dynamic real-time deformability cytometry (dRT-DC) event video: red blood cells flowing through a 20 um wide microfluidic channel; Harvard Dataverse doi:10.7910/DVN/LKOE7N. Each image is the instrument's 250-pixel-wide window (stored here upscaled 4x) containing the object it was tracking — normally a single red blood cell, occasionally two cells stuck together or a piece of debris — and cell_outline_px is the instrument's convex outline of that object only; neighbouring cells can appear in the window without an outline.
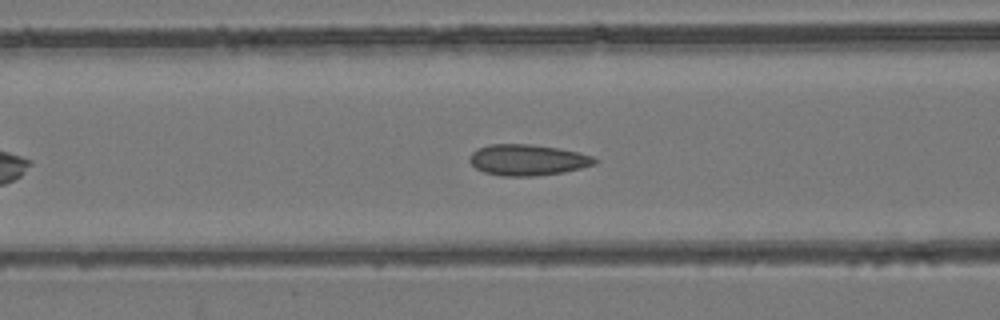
{"species": "common noctule bat (a hibernating species)", "species_latin": "Nyctalus noctula", "temperature_condition": "room temperature", "stored_images_in_passage": 24, "camera_frame_rate_fps": 3000, "um_per_image_px": 0.085, "animal": {"sex": "female", "body_mass_g": 24.6, "forearm_length_mm": 56.2}, "frame": {"image": 1, "passage_image": 9, "time_ms": 2.667, "image_size_px": [1000, 320], "cell_outline_px": [[596, 164], [564, 172], [532, 176], [500, 176], [484, 172], [476, 168], [468, 160], [468, 156], [476, 148], [488, 144], [532, 144], [556, 148], [576, 152], [592, 156], [596, 160]], "centroid_in_image_um": [44.77, 13.59], "position_along_channel_um": 121.8, "area_um2": 22.6}}
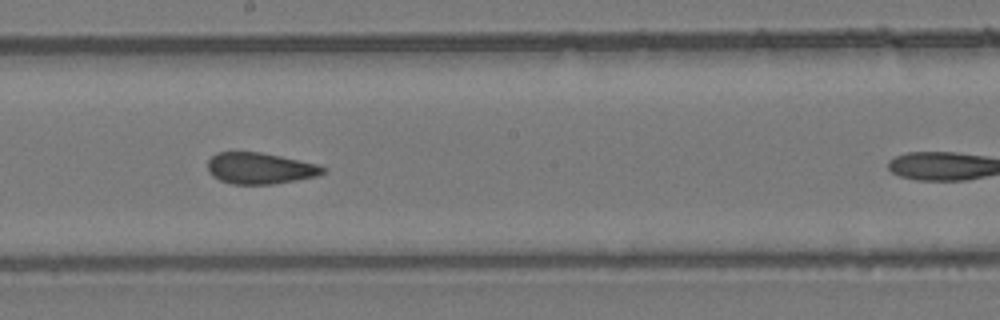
{"frame": {"image": 2, "passage_image": 17, "time_ms": 5.333, "image_size_px": [1000, 320], "cell_outline_px": [[328, 168], [324, 172], [316, 176], [296, 180], [272, 184], [232, 184], [220, 180], [212, 176], [208, 172], [208, 160], [216, 152], [260, 152], [320, 164]], "centroid_in_image_um": [22.11, 14.3], "position_along_channel_um": 226.1, "area_um2": 21.1}}
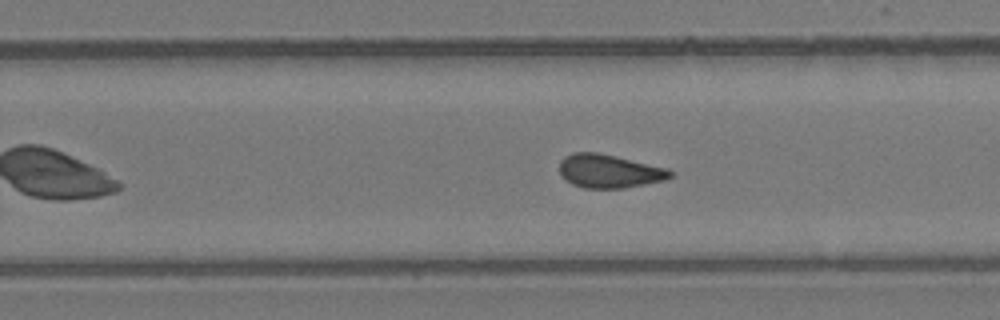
{"frame": {"image": 3, "passage_image": 21, "time_ms": 6.667, "image_size_px": [1000, 320], "cell_outline_px": [[676, 172], [672, 176], [664, 180], [624, 188], [584, 188], [572, 184], [560, 172], [560, 160], [564, 156], [572, 152], [596, 152], [616, 156], [668, 168]], "centroid_in_image_um": [51.81, 14.54], "position_along_channel_um": 278.0, "area_um2": 21.62}}